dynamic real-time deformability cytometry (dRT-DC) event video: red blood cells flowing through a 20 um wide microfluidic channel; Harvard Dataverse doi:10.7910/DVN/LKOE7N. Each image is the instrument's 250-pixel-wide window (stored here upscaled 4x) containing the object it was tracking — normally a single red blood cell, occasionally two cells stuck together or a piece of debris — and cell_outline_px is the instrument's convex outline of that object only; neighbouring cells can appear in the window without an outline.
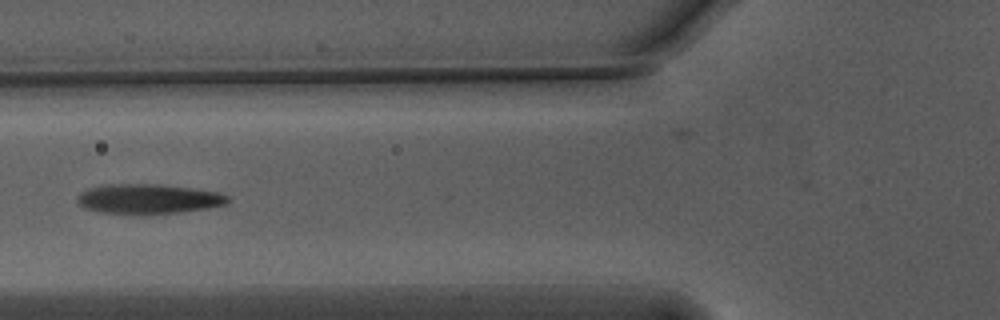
{"species": "Egyptian fruit bat (a non-hibernating species)", "species_latin": "Rousettus aegyptiacus", "temperature_condition": "warm", "stored_images_in_passage": 27, "camera_frame_rate_fps": 3000, "um_per_image_px": 0.085, "animal": {"sex": "male"}, "frame": {"image": 1, "passage_image": 2, "time_ms": 0.333, "image_size_px": [1000, 320], "cell_outline_px": [[232, 200], [228, 204], [208, 208], [180, 212], [148, 216], [140, 216], [96, 212], [84, 208], [76, 200], [80, 192], [88, 188], [108, 184], [160, 184], [192, 188], [220, 192], [228, 196]], "centroid_in_image_um": [12.62, 16.94], "position_along_channel_um": 113.2, "area_um2": 27.05}}
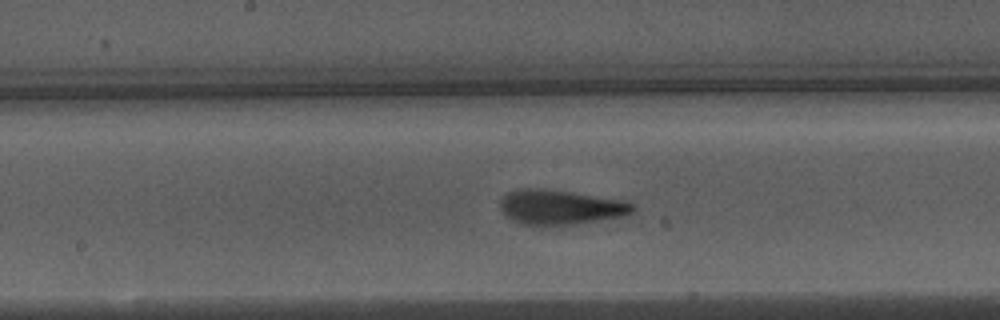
{"frame": {"image": 2, "passage_image": 9, "time_ms": 2.667, "image_size_px": [1000, 320], "cell_outline_px": [[636, 208], [632, 212], [620, 216], [572, 224], [524, 224], [512, 220], [500, 208], [500, 200], [508, 192], [524, 188], [532, 188], [572, 192], [624, 200], [636, 204]], "centroid_in_image_um": [47.65, 17.59], "position_along_channel_um": 200.6, "area_um2": 26.18}}
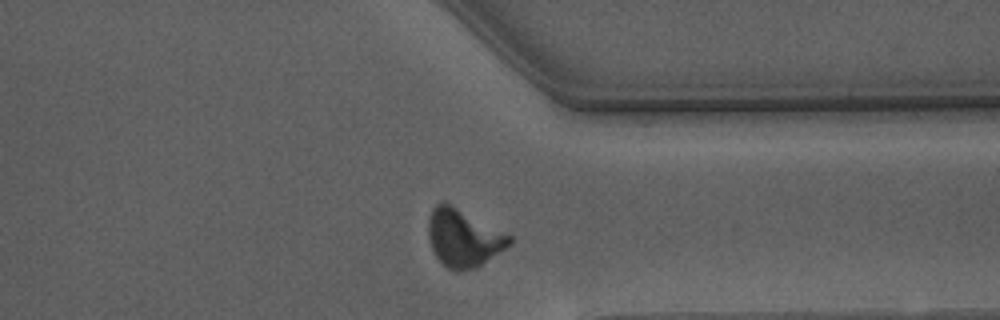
{"frame": {"image": 3, "passage_image": 23, "time_ms": 7.333, "image_size_px": [1000, 320], "cell_outline_px": [[512, 244], [476, 268], [460, 272], [456, 272], [448, 268], [436, 256], [432, 248], [428, 236], [428, 220], [432, 208], [436, 204], [448, 204], [512, 236]], "centroid_in_image_um": [39.39, 20.28], "position_along_channel_um": 372.0, "area_um2": 26.7}, "authors_computed_cell_mechanics": {"area_um2": 25.8944, "velocity_mm_per_s": 3.7366, "shape_relaxation_time_tau1_ms": 3.8599, "shape_relaxation_time_tau2_ms": 0.8302, "deformation_change_tau1": 0.1441, "deformation_change_tau2": 0.0682}}